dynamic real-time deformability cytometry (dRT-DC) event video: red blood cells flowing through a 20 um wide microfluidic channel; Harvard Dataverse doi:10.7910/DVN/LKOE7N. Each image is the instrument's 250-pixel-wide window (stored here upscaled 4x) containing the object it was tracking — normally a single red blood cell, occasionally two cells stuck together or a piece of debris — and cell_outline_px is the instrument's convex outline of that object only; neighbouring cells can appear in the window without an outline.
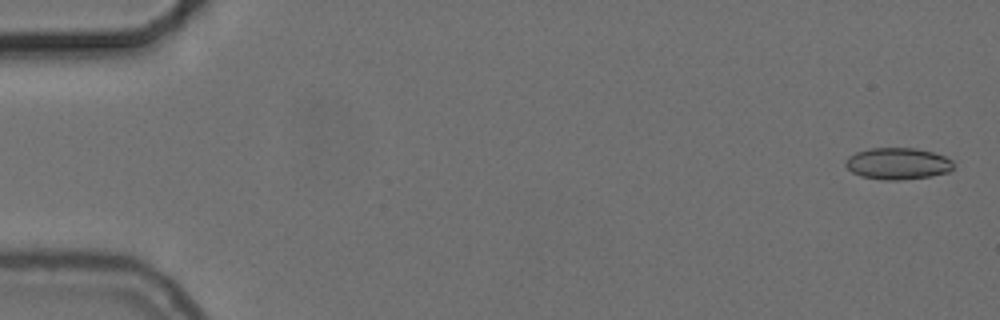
{"species": "common noctule bat (a hibernating species)", "species_latin": "Nyctalus noctula", "temperature_condition": "cold", "stored_images_in_passage": 10, "camera_frame_rate_fps": 3000, "um_per_image_px": 0.085, "animal": {"sex": "female", "body_mass_g": 24.6, "forearm_length_mm": 56.2}, "frame": {"image": 1, "passage_image": 2, "time_ms": 0.333, "image_size_px": [1000, 320], "cell_outline_px": [[952, 168], [948, 172], [932, 176], [900, 180], [884, 180], [860, 176], [852, 172], [844, 164], [844, 160], [848, 156], [856, 152], [868, 148], [916, 148], [932, 152], [944, 156], [952, 160]], "centroid_in_image_um": [76.27, 13.9], "position_along_channel_um": 8.7, "area_um2": 20.0}}